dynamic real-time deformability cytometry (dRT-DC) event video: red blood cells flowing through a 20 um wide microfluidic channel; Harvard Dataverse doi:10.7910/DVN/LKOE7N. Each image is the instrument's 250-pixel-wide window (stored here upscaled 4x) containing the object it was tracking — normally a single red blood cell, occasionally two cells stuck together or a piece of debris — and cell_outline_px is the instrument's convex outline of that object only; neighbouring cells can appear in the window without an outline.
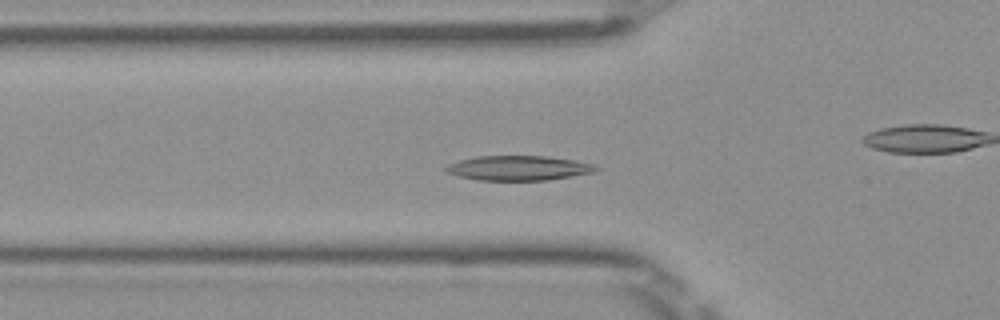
{"species": "Egyptian fruit bat (a non-hibernating species)", "species_latin": "Rousettus aegyptiacus", "temperature_condition": "room temperature", "stored_images_in_passage": 50, "camera_frame_rate_fps": 3000, "um_per_image_px": 0.085, "frame": {"image": 1, "passage_image": 15, "time_ms": 4.667, "image_size_px": [1000, 320], "cell_outline_px": [[600, 168], [592, 172], [544, 180], [476, 180], [444, 172], [444, 168], [448, 164], [460, 160], [476, 156], [544, 156], [576, 160], [592, 164]], "centroid_in_image_um": [44.01, 14.27], "position_along_channel_um": 81.8, "area_um2": 21.39}}
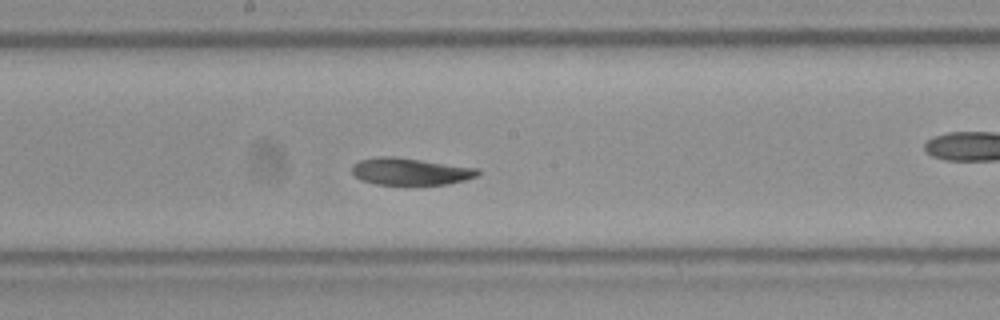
{"frame": {"image": 2, "passage_image": 25, "time_ms": 8.0, "image_size_px": [1000, 320], "cell_outline_px": [[480, 172], [476, 176], [464, 180], [448, 184], [376, 184], [364, 180], [356, 176], [352, 172], [352, 164], [360, 160], [380, 156], [392, 156], [480, 168]], "centroid_in_image_um": [34.89, 14.56], "position_along_channel_um": 213.3, "area_um2": 19.59}}
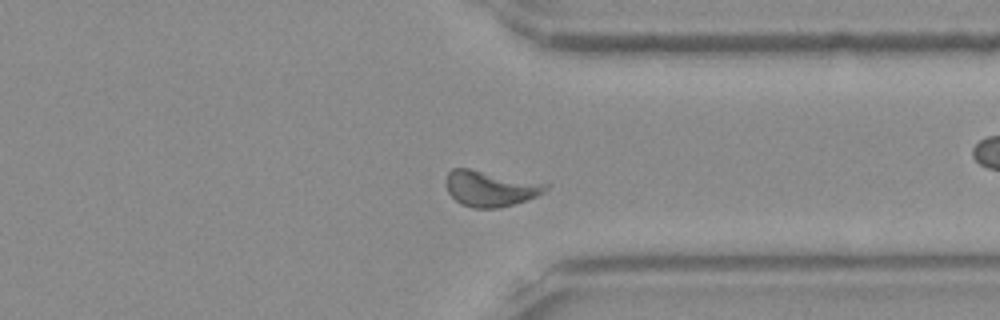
{"frame": {"image": 3, "passage_image": 37, "time_ms": 12.0, "image_size_px": [1000, 320], "cell_outline_px": [[548, 188], [544, 192], [536, 196], [500, 208], [472, 208], [460, 204], [448, 192], [444, 184], [444, 180], [448, 172], [452, 168], [468, 168], [548, 180]], "centroid_in_image_um": [41.74, 15.97], "position_along_channel_um": 369.7, "area_um2": 21.79}, "authors_computed_cell_mechanics": {"area_um2": 20.6346, "velocity_mm_per_s": 3.9298, "shape_relaxation_time_tau1_ms": 4.1308, "shape_relaxation_time_tau2_ms": 3.1914, "deformation_change_tau1": 0.1241, "deformation_change_tau2": 0.0809}}